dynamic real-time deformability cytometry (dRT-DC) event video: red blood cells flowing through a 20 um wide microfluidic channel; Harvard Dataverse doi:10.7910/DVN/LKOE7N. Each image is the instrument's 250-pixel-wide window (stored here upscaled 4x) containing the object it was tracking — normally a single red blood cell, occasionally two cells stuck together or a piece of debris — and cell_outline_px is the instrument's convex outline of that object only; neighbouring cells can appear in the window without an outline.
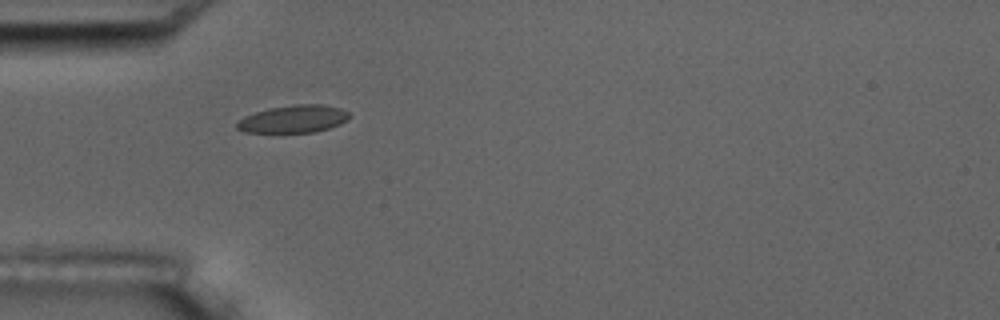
{"species": "common noctule bat (a hibernating species)", "species_latin": "Nyctalus noctula", "temperature_condition": "room temperature", "stored_images_in_passage": 10, "camera_frame_rate_fps": 3000, "um_per_image_px": 0.085, "animal": {"sex": "male", "body_mass_g": 17.5, "forearm_length_mm": 52.3}, "frame": {"image": 1, "passage_image": 4, "time_ms": 3.333, "image_size_px": [1000, 320], "cell_outline_px": [[352, 116], [348, 120], [340, 124], [316, 132], [244, 132], [236, 128], [236, 120], [244, 116], [268, 108], [296, 104], [324, 104], [340, 108], [348, 112]], "centroid_in_image_um": [24.95, 10.11], "position_along_channel_um": 60.1, "area_um2": 18.21}}
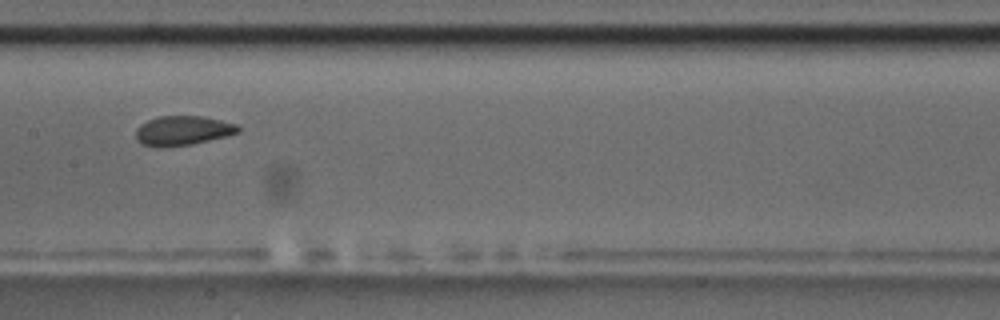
{"frame": {"image": 2, "passage_image": 7, "time_ms": 7.0, "image_size_px": [1000, 320], "cell_outline_px": [[240, 132], [228, 136], [192, 144], [160, 148], [156, 148], [140, 144], [136, 140], [136, 128], [140, 124], [148, 120], [160, 116], [200, 116], [220, 120], [236, 124], [240, 128]], "centroid_in_image_um": [15.5, 11.12], "position_along_channel_um": 191.9, "area_um2": 17.8}}